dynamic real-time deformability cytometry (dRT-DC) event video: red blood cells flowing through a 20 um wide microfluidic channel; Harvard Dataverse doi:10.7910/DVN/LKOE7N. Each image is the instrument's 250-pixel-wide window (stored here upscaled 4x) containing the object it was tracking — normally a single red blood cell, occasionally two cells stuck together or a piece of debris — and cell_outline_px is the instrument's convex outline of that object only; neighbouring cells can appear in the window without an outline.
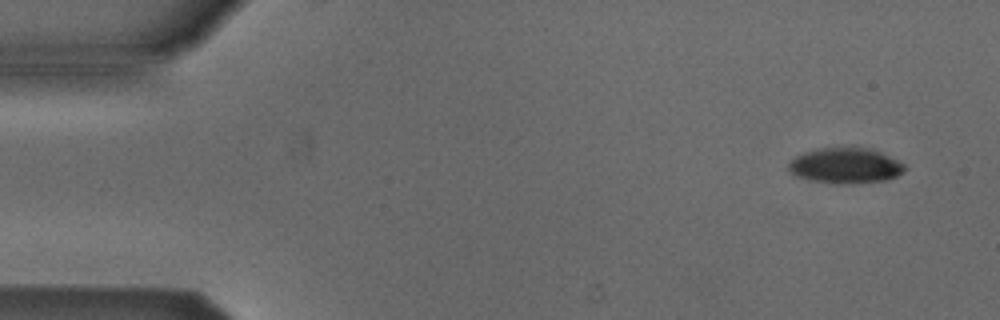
{"species": "Egyptian fruit bat (a non-hibernating species)", "species_latin": "Rousettus aegyptiacus", "temperature_condition": "cold", "stored_images_in_passage": 4, "camera_frame_rate_fps": 3000, "um_per_image_px": 0.085, "animal": {"sex": "male"}, "frame": {"image": 1, "passage_image": 1, "time_ms": 0.0, "image_size_px": [1000, 320], "cell_outline_px": [[908, 168], [904, 172], [888, 180], [848, 184], [836, 184], [812, 180], [796, 176], [788, 168], [788, 160], [804, 152], [816, 148], [852, 144], [856, 144], [872, 148], [904, 164]], "centroid_in_image_um": [71.87, 14.03], "position_along_channel_um": 13.1, "area_um2": 24.97}}
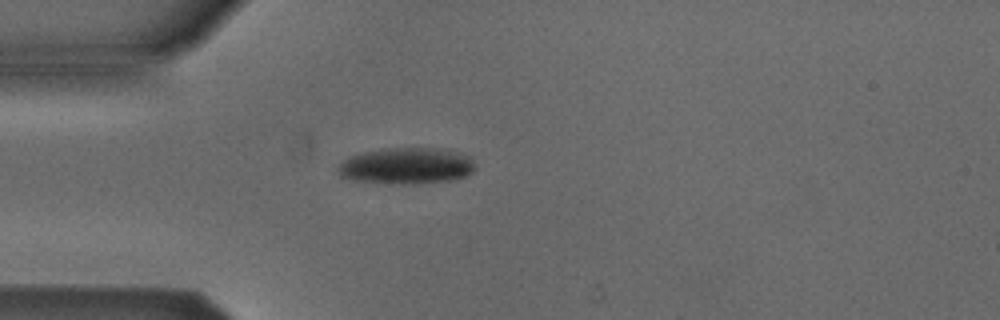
{"frame": {"image": 2, "passage_image": 4, "time_ms": 3.667, "image_size_px": [1000, 320], "cell_outline_px": [[476, 168], [468, 176], [452, 180], [416, 184], [400, 184], [352, 180], [340, 176], [336, 168], [348, 156], [364, 152], [384, 148], [448, 148], [472, 156]], "centroid_in_image_um": [34.61, 14.09], "position_along_channel_um": 50.4, "area_um2": 29.65}}